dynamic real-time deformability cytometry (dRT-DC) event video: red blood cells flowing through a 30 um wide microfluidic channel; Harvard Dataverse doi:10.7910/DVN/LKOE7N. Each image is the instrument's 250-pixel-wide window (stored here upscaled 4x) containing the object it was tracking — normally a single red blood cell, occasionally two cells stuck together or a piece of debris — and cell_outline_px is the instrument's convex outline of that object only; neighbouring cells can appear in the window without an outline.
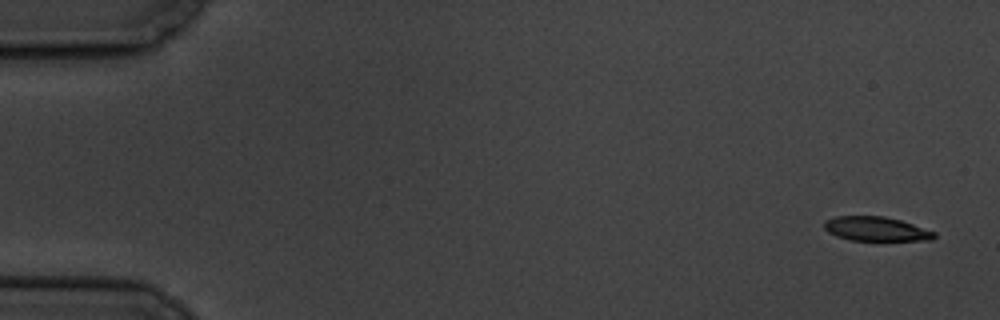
{"species": "common noctule bat (a hibernating species)", "species_latin": "Nyctalus noctula", "temperature_condition": "cold", "stored_images_in_passage": 8, "camera_frame_rate_fps": 3000, "um_per_image_px": 0.085, "animal": {"sex": "male", "body_mass_g": 19.5, "forearm_length_mm": 54.6}, "frame": {"image": 1, "passage_image": 1, "time_ms": 0.0, "image_size_px": [1000, 320], "cell_outline_px": [[936, 236], [932, 240], [852, 240], [836, 236], [828, 232], [824, 228], [824, 220], [836, 216], [884, 216], [900, 220], [936, 232]], "centroid_in_image_um": [74.45, 19.45], "position_along_channel_um": 10.6, "area_um2": 15.49}}
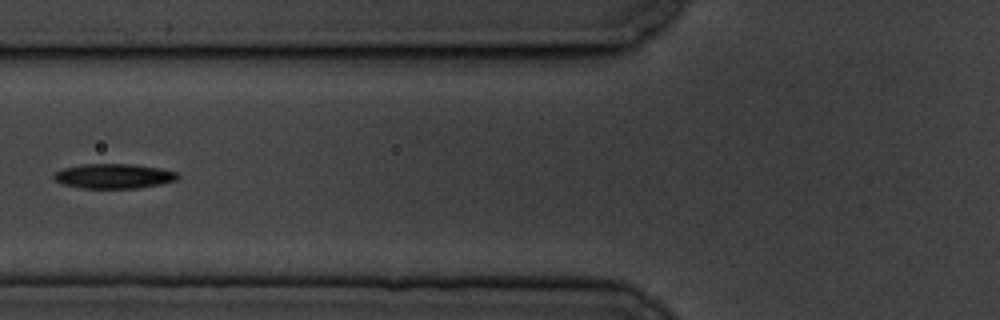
{"frame": {"image": 2, "passage_image": 7, "time_ms": 7.0, "image_size_px": [1000, 320], "cell_outline_px": [[180, 176], [176, 180], [160, 184], [136, 188], [80, 188], [64, 184], [56, 180], [52, 176], [60, 168], [80, 164], [136, 164], [160, 168], [180, 172]], "centroid_in_image_um": [9.69, 14.95], "position_along_channel_um": 116.1, "area_um2": 18.03}}
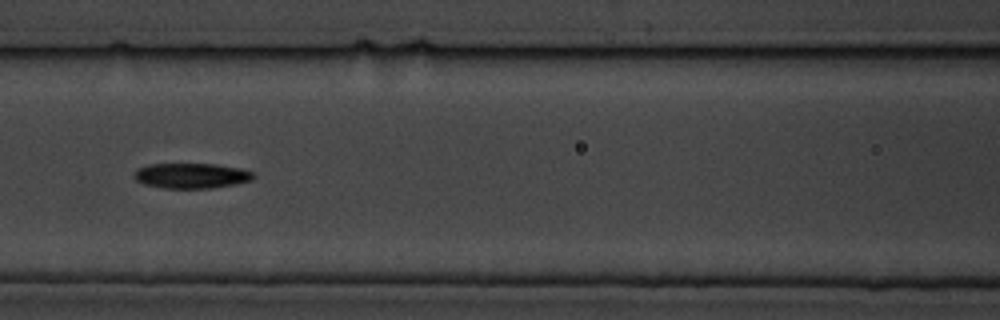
{"frame": {"image": 3, "passage_image": 8, "time_ms": 8.0, "image_size_px": [1000, 320], "cell_outline_px": [[256, 176], [252, 180], [236, 184], [212, 188], [164, 188], [144, 184], [136, 180], [136, 172], [140, 168], [148, 164], [216, 164], [240, 168], [252, 172]], "centroid_in_image_um": [16.33, 14.94], "position_along_channel_um": 150.3, "area_um2": 17.4}}